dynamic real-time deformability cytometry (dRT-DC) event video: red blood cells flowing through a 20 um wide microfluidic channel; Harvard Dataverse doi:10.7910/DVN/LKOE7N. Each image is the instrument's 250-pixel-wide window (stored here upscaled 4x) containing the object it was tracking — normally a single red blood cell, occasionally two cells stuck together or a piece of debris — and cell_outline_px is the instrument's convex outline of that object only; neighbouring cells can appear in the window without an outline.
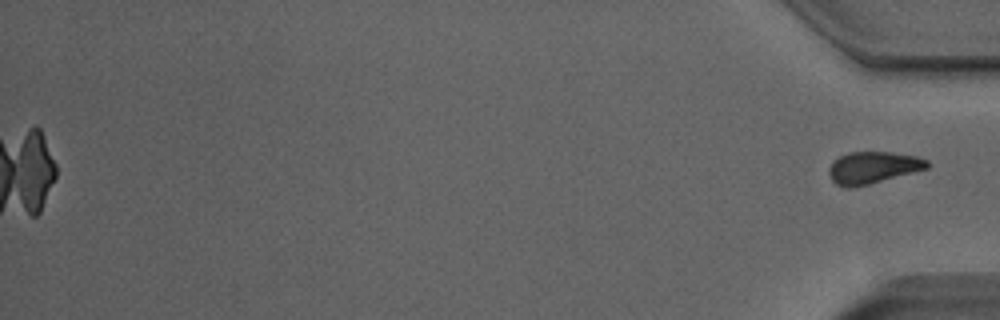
{"species": "Egyptian fruit bat (a non-hibernating species)", "species_latin": "Rousettus aegyptiacus", "temperature_condition": "room temperature", "stored_images_in_passage": 52, "segment_of_instrument_passage": [2, 2], "camera_frame_rate_fps": 3000, "um_per_image_px": 0.085, "animal": {"sex": "male"}, "frame": {"image": 1, "passage_image": 52, "time_ms": 17.0, "image_size_px": [1000, 320], "cell_outline_px": [[932, 164], [928, 168], [868, 184], [852, 188], [844, 188], [836, 184], [832, 180], [828, 172], [828, 168], [832, 160], [848, 152], [888, 152], [916, 156], [928, 160]], "centroid_in_image_um": [74.17, 14.24], "position_along_channel_um": 361.0, "area_um2": 18.32}}